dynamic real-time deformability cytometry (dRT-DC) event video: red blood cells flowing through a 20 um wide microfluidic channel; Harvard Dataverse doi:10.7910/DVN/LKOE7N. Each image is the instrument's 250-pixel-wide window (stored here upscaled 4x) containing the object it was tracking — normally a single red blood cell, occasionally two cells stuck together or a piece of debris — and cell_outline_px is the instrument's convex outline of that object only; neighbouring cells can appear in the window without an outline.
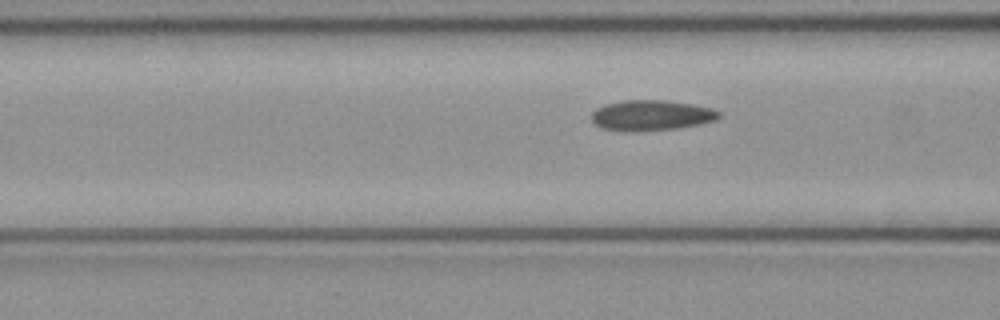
{"species": "common noctule bat (a hibernating species)", "species_latin": "Nyctalus noctula", "temperature_condition": "cold", "stored_images_in_passage": 5, "camera_frame_rate_fps": 3000, "um_per_image_px": 0.085, "animal": {"sex": "female", "body_mass_g": 21.9}, "frame": {"image": 1, "passage_image": 5, "time_ms": 1.333, "image_size_px": [1000, 320], "cell_outline_px": [[720, 116], [716, 120], [700, 124], [676, 128], [628, 132], [600, 128], [592, 120], [592, 112], [596, 108], [604, 104], [624, 100], [664, 100], [692, 104], [712, 108], [720, 112]], "centroid_in_image_um": [55.34, 9.8], "position_along_channel_um": 111.3, "area_um2": 22.66}}